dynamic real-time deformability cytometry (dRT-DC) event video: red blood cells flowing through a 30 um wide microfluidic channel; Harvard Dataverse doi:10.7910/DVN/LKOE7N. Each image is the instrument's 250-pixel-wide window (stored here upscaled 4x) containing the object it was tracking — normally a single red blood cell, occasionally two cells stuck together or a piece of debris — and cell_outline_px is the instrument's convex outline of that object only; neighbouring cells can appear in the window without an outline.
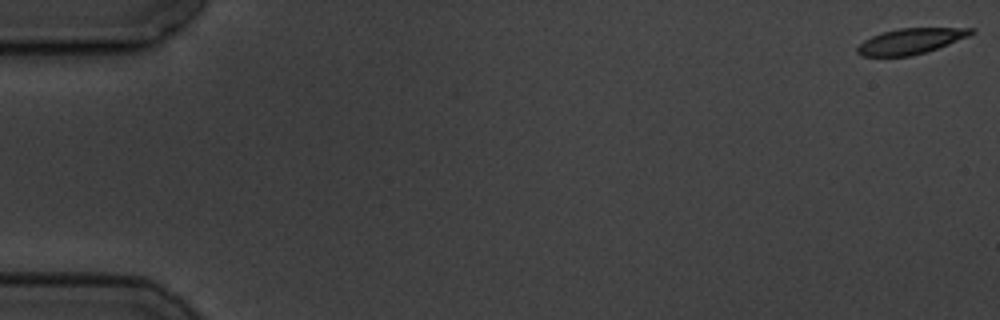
{"species": "common noctule bat (a hibernating species)", "species_latin": "Nyctalus noctula", "temperature_condition": "cold", "stored_images_in_passage": 5, "camera_frame_rate_fps": 3000, "um_per_image_px": 0.085, "animal": {"sex": "male", "body_mass_g": 19.5, "forearm_length_mm": 54.6}, "frame": {"image": 1, "passage_image": 1, "time_ms": 0.0, "image_size_px": [1000, 320], "cell_outline_px": [[976, 32], [968, 36], [948, 44], [912, 56], [860, 56], [856, 52], [856, 48], [864, 40], [872, 36], [884, 32], [900, 28], [976, 28]], "centroid_in_image_um": [77.4, 3.5], "position_along_channel_um": 7.6, "area_um2": 16.82}}
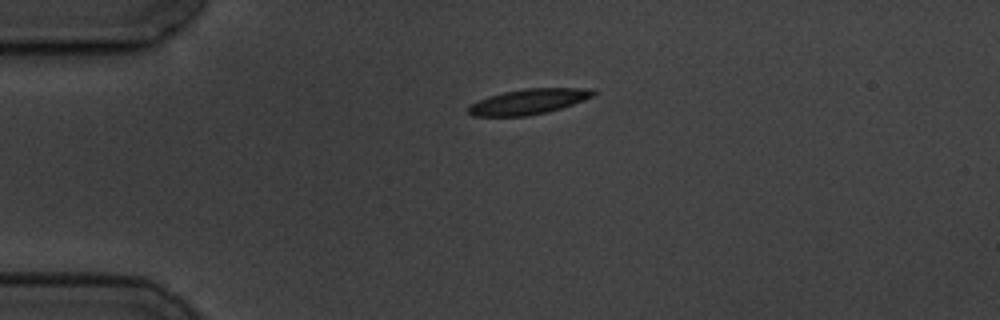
{"frame": {"image": 2, "passage_image": 4, "time_ms": 4.333, "image_size_px": [1000, 320], "cell_outline_px": [[600, 92], [596, 96], [548, 112], [528, 116], [472, 116], [468, 112], [468, 104], [488, 96], [504, 92], [524, 88], [596, 88]], "centroid_in_image_um": [44.98, 8.62], "position_along_channel_um": 40.0, "area_um2": 18.79}}